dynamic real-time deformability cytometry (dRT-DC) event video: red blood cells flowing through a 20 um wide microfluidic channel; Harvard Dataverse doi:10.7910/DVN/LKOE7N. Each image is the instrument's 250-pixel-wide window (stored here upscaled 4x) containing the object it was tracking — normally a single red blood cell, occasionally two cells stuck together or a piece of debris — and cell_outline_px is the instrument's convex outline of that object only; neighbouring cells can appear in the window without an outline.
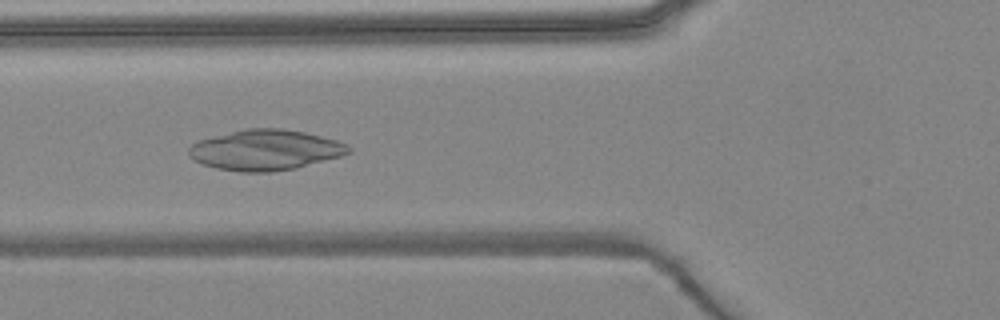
{"species": "common noctule bat (a hibernating species)", "species_latin": "Nyctalus noctula", "temperature_condition": "warm", "stored_images_in_passage": 7, "camera_frame_rate_fps": 3000, "um_per_image_px": 0.085, "animal": {"sex": "female", "body_mass_g": 24.6, "forearm_length_mm": 56.2}, "frame": {"image": 1, "passage_image": 5, "time_ms": 4.667, "image_size_px": [1000, 320], "cell_outline_px": [[352, 152], [340, 156], [296, 168], [272, 172], [240, 172], [216, 168], [204, 164], [188, 156], [188, 148], [192, 144], [200, 140], [244, 128], [284, 128], [304, 132], [336, 140], [348, 144], [352, 148]], "centroid_in_image_um": [22.57, 12.75], "position_along_channel_um": 103.2, "area_um2": 37.69}}
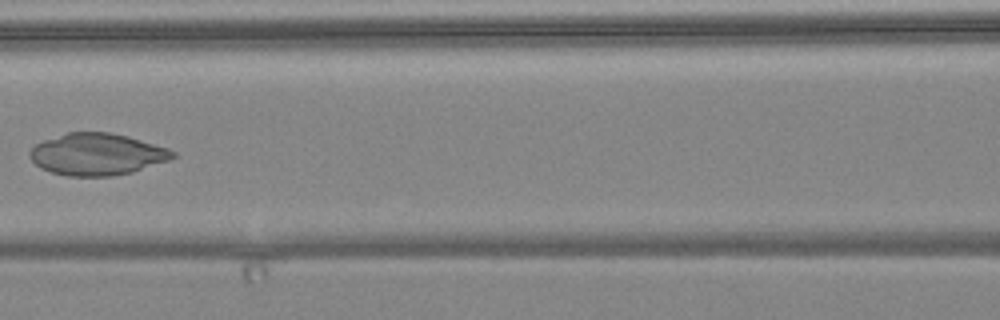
{"frame": {"image": 2, "passage_image": 6, "time_ms": 6.0, "image_size_px": [1000, 320], "cell_outline_px": [[176, 156], [168, 160], [132, 172], [112, 176], [68, 176], [52, 172], [40, 168], [28, 156], [28, 152], [36, 144], [44, 140], [68, 132], [108, 132], [128, 136], [168, 148], [176, 152]], "centroid_in_image_um": [8.23, 13.11], "position_along_channel_um": 158.4, "area_um2": 34.74}}
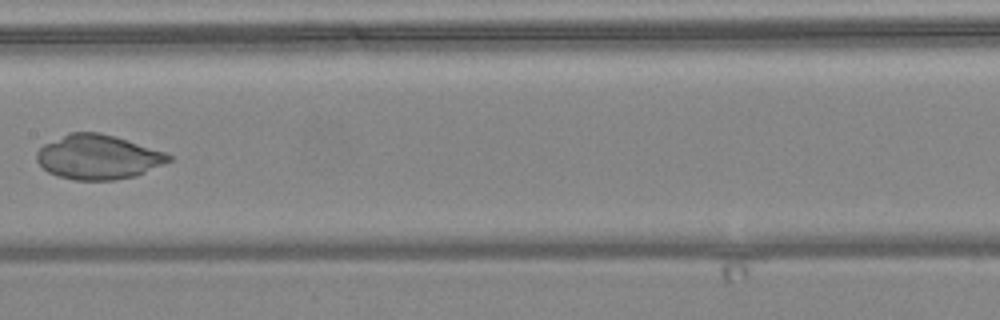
{"frame": {"image": 3, "passage_image": 7, "time_ms": 7.0, "image_size_px": [1000, 320], "cell_outline_px": [[172, 160], [136, 176], [116, 180], [76, 180], [60, 176], [48, 172], [36, 160], [36, 152], [44, 144], [72, 132], [100, 132], [164, 152], [172, 156]], "centroid_in_image_um": [8.33, 13.36], "position_along_channel_um": 199.1, "area_um2": 33.76}}